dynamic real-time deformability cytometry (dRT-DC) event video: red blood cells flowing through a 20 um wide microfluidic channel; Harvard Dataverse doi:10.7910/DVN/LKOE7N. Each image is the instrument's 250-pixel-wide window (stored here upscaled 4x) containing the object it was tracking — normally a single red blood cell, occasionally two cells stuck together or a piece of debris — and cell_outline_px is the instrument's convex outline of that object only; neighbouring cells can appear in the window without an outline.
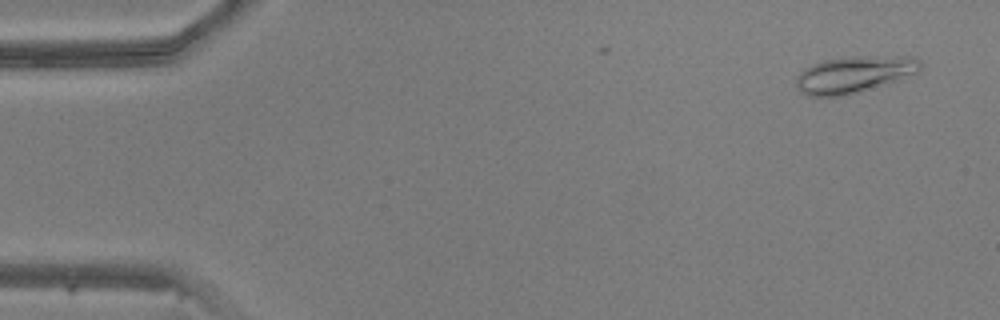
{"species": "common noctule bat (a hibernating species)", "species_latin": "Nyctalus noctula", "temperature_condition": "warm", "stored_images_in_passage": 7, "camera_frame_rate_fps": 3000, "um_per_image_px": 0.085, "animal": {"sex": "male", "body_mass_g": 20.5, "forearm_length_mm": 52.5}, "frame": {"image": 1, "passage_image": 1, "time_ms": 0.0, "image_size_px": [1000, 320], "cell_outline_px": [[920, 68], [916, 72], [844, 96], [808, 96], [796, 84], [796, 76], [804, 68], [824, 60], [856, 56], [908, 56], [920, 60]], "centroid_in_image_um": [72.53, 6.3], "position_along_channel_um": 12.5, "area_um2": 25.61}}